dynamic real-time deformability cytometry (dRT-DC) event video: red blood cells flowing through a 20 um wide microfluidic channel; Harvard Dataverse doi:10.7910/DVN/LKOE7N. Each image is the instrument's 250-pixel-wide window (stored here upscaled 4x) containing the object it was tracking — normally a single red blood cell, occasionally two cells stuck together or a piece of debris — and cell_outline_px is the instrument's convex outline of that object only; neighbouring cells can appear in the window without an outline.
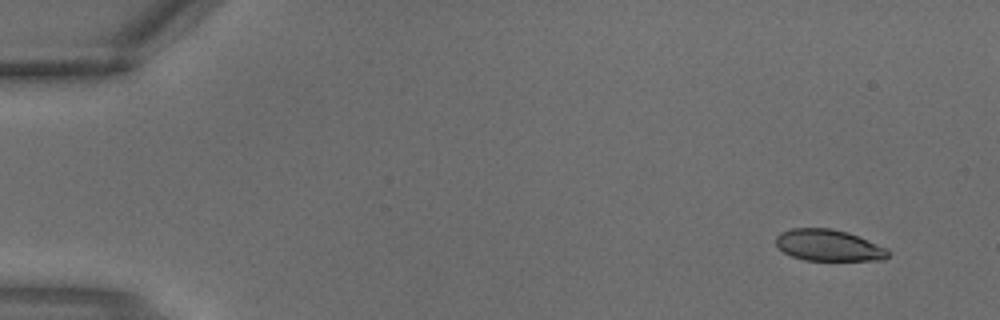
{"species": "common noctule bat (a hibernating species)", "species_latin": "Nyctalus noctula", "temperature_condition": "warm", "stored_images_in_passage": 3, "camera_frame_rate_fps": 3000, "um_per_image_px": 0.085, "animal": {"sex": "male", "body_mass_g": 18.8}, "frame": {"image": 1, "passage_image": 1, "time_ms": 0.0, "image_size_px": [1000, 320], "cell_outline_px": [[892, 252], [884, 260], [804, 260], [792, 256], [784, 252], [776, 244], [776, 236], [780, 232], [792, 228], [832, 228], [848, 232], [888, 248]], "centroid_in_image_um": [70.46, 20.85], "position_along_channel_um": 14.5, "area_um2": 20.69}}
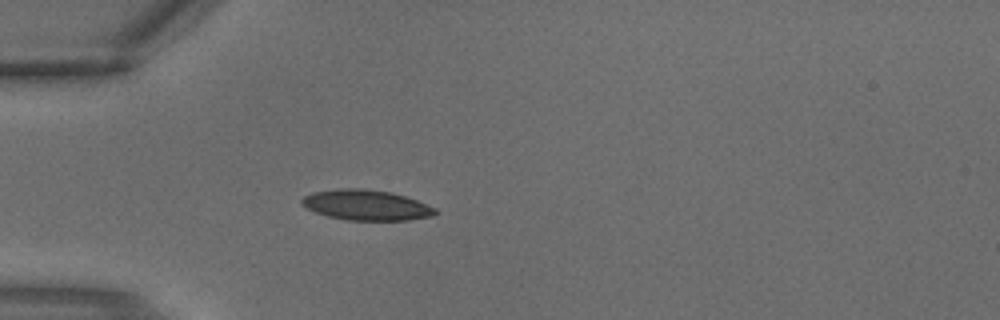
{"frame": {"image": 2, "passage_image": 3, "time_ms": 0.667, "image_size_px": [1000, 320], "cell_outline_px": [[440, 212], [432, 216], [408, 220], [348, 220], [328, 216], [316, 212], [300, 204], [300, 200], [304, 196], [312, 192], [340, 188], [360, 188], [392, 192], [416, 200], [436, 208]], "centroid_in_image_um": [31.13, 17.43], "position_along_channel_um": 53.9, "area_um2": 23.64}}